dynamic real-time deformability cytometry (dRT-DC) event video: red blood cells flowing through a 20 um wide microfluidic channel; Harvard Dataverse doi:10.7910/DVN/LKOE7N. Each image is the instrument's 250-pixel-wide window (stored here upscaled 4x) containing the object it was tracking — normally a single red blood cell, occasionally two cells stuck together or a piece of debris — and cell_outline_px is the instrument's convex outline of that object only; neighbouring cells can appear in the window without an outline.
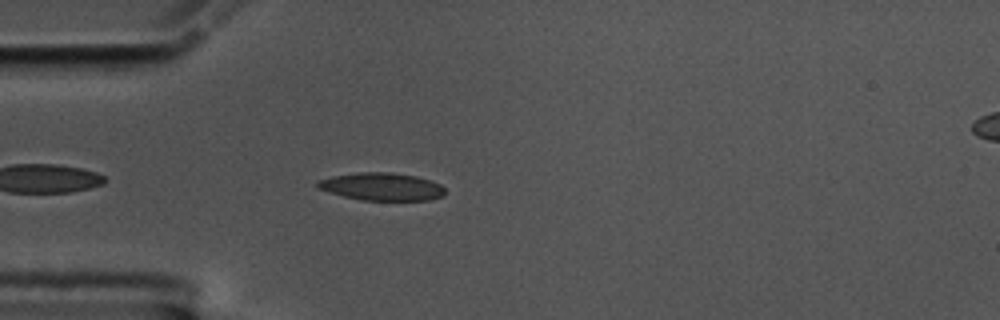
{"species": "common noctule bat (a hibernating species)", "species_latin": "Nyctalus noctula", "temperature_condition": "cold", "stored_images_in_passage": 45, "camera_frame_rate_fps": 3000, "um_per_image_px": 0.085, "animal": {"sex": "male", "body_mass_g": 17.5, "forearm_length_mm": 52.3}, "frame": {"image": 1, "passage_image": 4, "time_ms": 1.0, "image_size_px": [1000, 320], "cell_outline_px": [[444, 196], [428, 200], [360, 200], [344, 196], [316, 188], [316, 180], [332, 176], [360, 172], [392, 172], [416, 176], [440, 184], [444, 188]], "centroid_in_image_um": [32.42, 15.86], "position_along_channel_um": 52.6, "area_um2": 20.58}}
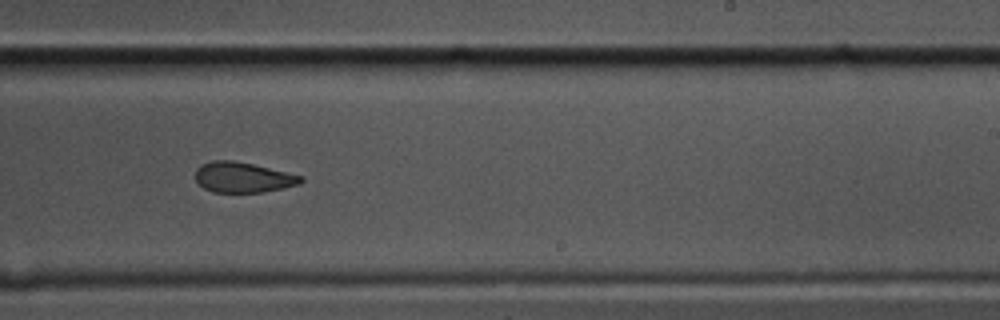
{"frame": {"image": 2, "passage_image": 23, "time_ms": 7.333, "image_size_px": [1000, 320], "cell_outline_px": [[304, 180], [300, 184], [284, 188], [264, 192], [212, 192], [204, 188], [196, 180], [196, 168], [200, 164], [212, 160], [232, 160], [252, 164], [304, 176]], "centroid_in_image_um": [20.66, 15.07], "position_along_channel_um": 268.3, "area_um2": 18.73}}
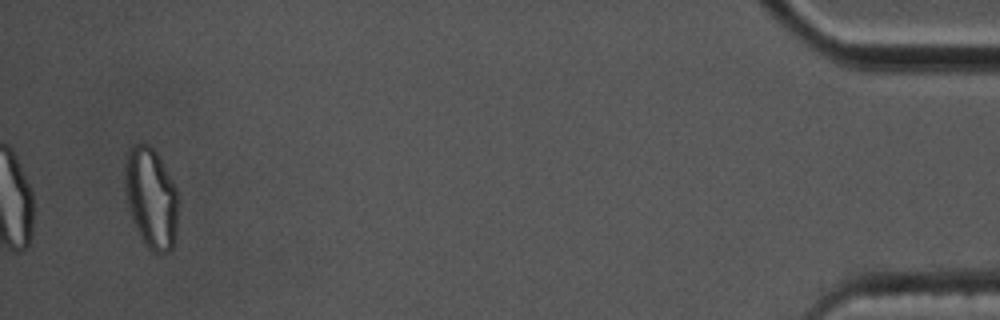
{"frame": {"image": 3, "passage_image": 43, "time_ms": 14.0, "image_size_px": [1000, 320], "cell_outline_px": [[176, 232], [172, 248], [168, 252], [152, 252], [144, 244], [136, 228], [132, 216], [124, 188], [124, 168], [128, 152], [132, 144], [148, 144], [156, 152], [172, 180], [176, 188]], "centroid_in_image_um": [12.82, 16.82], "position_along_channel_um": 422.4, "area_um2": 30.75}, "authors_computed_cell_mechanics": {"area_um2": 20.23, "velocity_mm_per_s": 3.5355, "shape_relaxation_time_tau1_ms": null, "shape_relaxation_time_tau2_ms": 3.6195, "deformation_change_tau1": null, "deformation_change_tau2": 0.096}}